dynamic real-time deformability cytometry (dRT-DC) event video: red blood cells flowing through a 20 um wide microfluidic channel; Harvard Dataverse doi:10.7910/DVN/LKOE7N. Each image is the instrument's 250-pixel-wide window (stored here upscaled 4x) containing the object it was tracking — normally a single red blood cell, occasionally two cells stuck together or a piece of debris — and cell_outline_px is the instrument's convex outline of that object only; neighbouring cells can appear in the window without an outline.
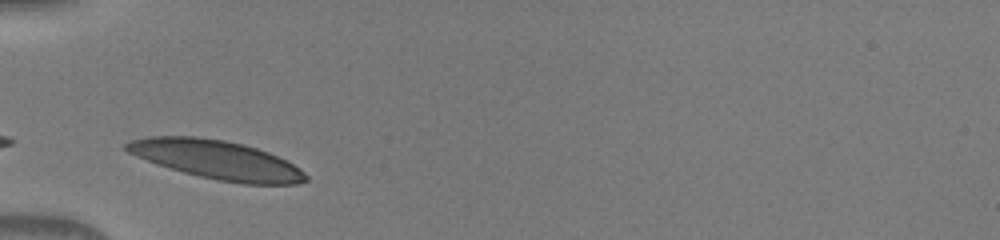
{"species": "human", "species_latin": "Homo sapiens", "temperature_condition": "warm", "stored_images_in_passage": 27, "camera_frame_rate_fps": 3000, "um_per_image_px": 0.085, "donor": {"sex": "male"}, "frame": {"image": 1, "passage_image": 1, "time_ms": 0.0, "image_size_px": [1000, 240], "cell_outline_px": [[308, 180], [296, 184], [244, 184], [216, 180], [184, 172], [156, 164], [136, 156], [128, 152], [124, 148], [124, 144], [132, 140], [148, 136], [196, 136], [224, 140], [244, 144], [268, 152], [300, 168], [308, 176]], "centroid_in_image_um": [18.41, 13.58], "position_along_channel_um": 66.6, "area_um2": 40.4}}